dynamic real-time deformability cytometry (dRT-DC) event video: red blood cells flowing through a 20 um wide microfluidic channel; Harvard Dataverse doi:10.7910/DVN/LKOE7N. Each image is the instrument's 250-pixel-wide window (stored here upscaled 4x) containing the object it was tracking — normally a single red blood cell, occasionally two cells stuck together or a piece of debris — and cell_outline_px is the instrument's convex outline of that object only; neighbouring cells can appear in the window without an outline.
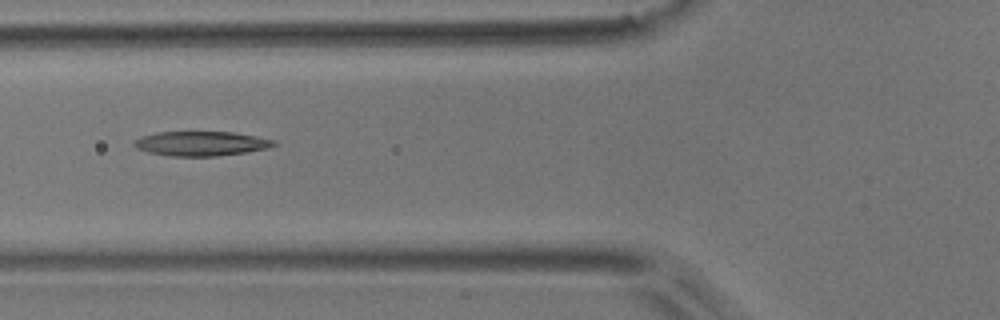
{"species": "common noctule bat (a hibernating species)", "species_latin": "Nyctalus noctula", "temperature_condition": "room temperature", "stored_images_in_passage": 6, "camera_frame_rate_fps": 3000, "um_per_image_px": 0.085, "animal": {"sex": "male", "body_mass_g": 17.9}, "frame": {"image": 1, "passage_image": 4, "time_ms": 1.0, "image_size_px": [1000, 320], "cell_outline_px": [[280, 144], [268, 148], [244, 152], [216, 156], [168, 156], [148, 152], [136, 148], [132, 144], [140, 136], [156, 132], [232, 132], [276, 140]], "centroid_in_image_um": [17.09, 12.2], "position_along_channel_um": 108.7, "area_um2": 20.0}}
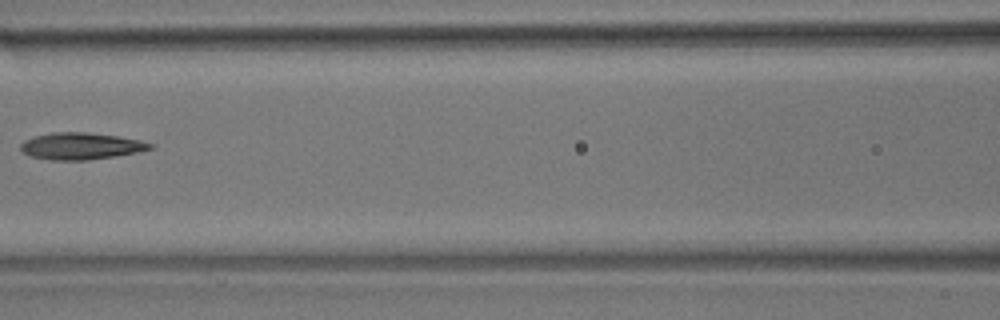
{"frame": {"image": 2, "passage_image": 5, "time_ms": 1.333, "image_size_px": [1000, 320], "cell_outline_px": [[156, 144], [152, 148], [136, 152], [116, 156], [88, 160], [48, 160], [28, 156], [20, 148], [20, 144], [24, 140], [36, 136], [52, 132], [88, 132], [116, 136], [140, 140]], "centroid_in_image_um": [6.86, 12.42], "position_along_channel_um": 159.7, "area_um2": 20.29}}
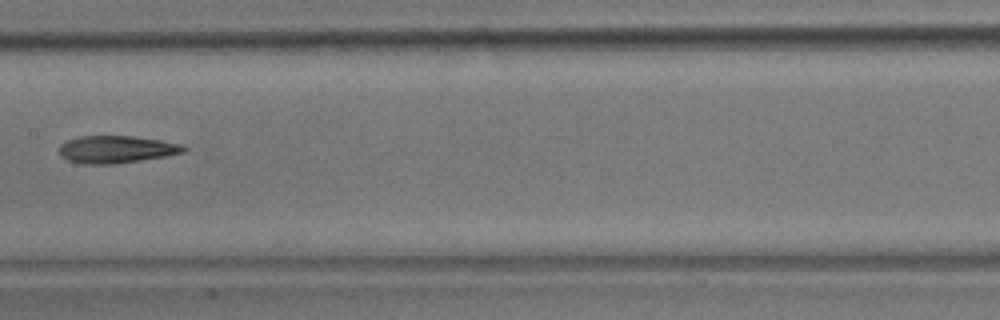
{"frame": {"image": 3, "passage_image": 6, "time_ms": 1.667, "image_size_px": [1000, 320], "cell_outline_px": [[188, 148], [184, 152], [164, 156], [116, 164], [84, 164], [68, 160], [60, 156], [60, 144], [68, 140], [80, 136], [132, 136], [160, 140], [180, 144]], "centroid_in_image_um": [9.87, 12.7], "position_along_channel_um": 197.5, "area_um2": 19.71}}